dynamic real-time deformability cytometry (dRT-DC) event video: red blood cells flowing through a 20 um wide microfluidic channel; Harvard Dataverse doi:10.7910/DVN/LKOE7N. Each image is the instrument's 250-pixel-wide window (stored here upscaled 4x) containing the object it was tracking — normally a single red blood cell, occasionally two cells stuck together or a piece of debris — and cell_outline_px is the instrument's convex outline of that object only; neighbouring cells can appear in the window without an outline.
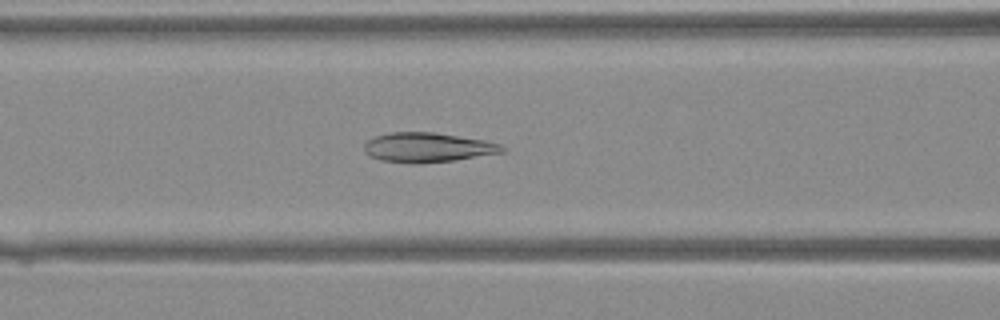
{"species": "Egyptian fruit bat (a non-hibernating species)", "species_latin": "Rousettus aegyptiacus", "temperature_condition": "warm", "stored_images_in_passage": 25, "camera_frame_rate_fps": 3000, "um_per_image_px": 0.085, "animal": {"sex": "female"}, "frame": {"image": 1, "passage_image": 8, "time_ms": 2.333, "image_size_px": [1000, 320], "cell_outline_px": [[504, 152], [456, 160], [412, 164], [380, 160], [368, 156], [364, 152], [364, 144], [368, 140], [376, 136], [392, 132], [432, 132], [484, 140], [500, 144], [504, 148]], "centroid_in_image_um": [36.31, 12.54], "position_along_channel_um": 130.3, "area_um2": 23.76}}
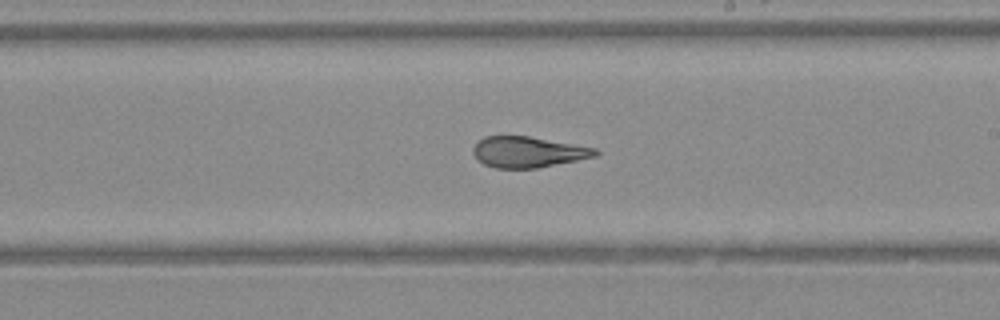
{"frame": {"image": 2, "passage_image": 15, "time_ms": 4.667, "image_size_px": [1000, 320], "cell_outline_px": [[600, 152], [596, 156], [536, 168], [496, 168], [484, 164], [472, 152], [472, 148], [484, 136], [528, 136], [596, 148]], "centroid_in_image_um": [44.88, 12.92], "position_along_channel_um": 244.1, "area_um2": 21.68}}
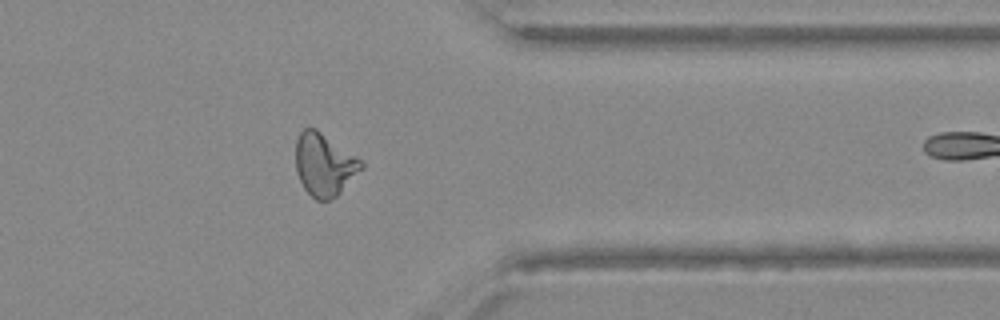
{"frame": {"image": 3, "passage_image": 24, "time_ms": 7.667, "image_size_px": [1000, 320], "cell_outline_px": [[364, 168], [336, 196], [328, 200], [316, 200], [304, 188], [296, 172], [296, 140], [300, 132], [304, 128], [316, 128], [356, 156], [364, 164]], "centroid_in_image_um": [27.56, 13.98], "position_along_channel_um": 383.8, "area_um2": 23.76}}